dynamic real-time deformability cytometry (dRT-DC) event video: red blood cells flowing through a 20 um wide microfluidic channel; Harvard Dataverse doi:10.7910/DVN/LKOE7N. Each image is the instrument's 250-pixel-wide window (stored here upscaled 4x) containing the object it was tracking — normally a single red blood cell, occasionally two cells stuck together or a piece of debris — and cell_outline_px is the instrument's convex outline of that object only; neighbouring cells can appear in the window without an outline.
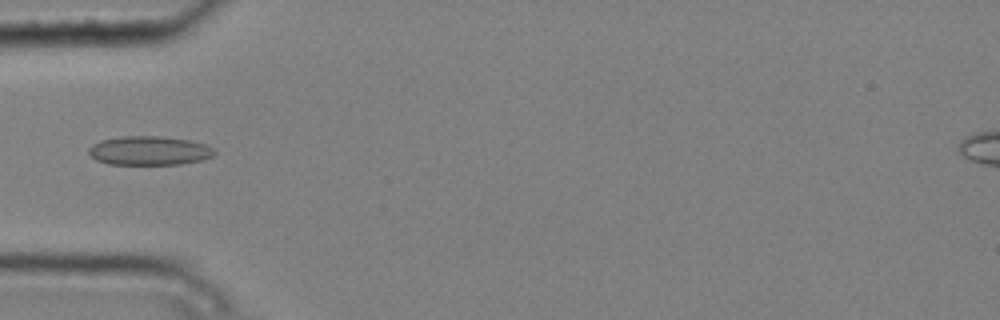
{"species": "common noctule bat (a hibernating species)", "species_latin": "Nyctalus noctula", "temperature_condition": "cold", "stored_images_in_passage": 7, "camera_frame_rate_fps": 3000, "um_per_image_px": 0.085, "animal": {"sex": "male", "body_mass_g": 20.4}, "frame": {"image": 1, "passage_image": 4, "time_ms": 1.0, "image_size_px": [1000, 320], "cell_outline_px": [[216, 152], [212, 156], [204, 160], [180, 164], [108, 164], [96, 160], [88, 152], [88, 148], [92, 144], [100, 140], [124, 136], [160, 136], [192, 140], [204, 144], [212, 148]], "centroid_in_image_um": [12.69, 12.8], "position_along_channel_um": 72.3, "area_um2": 21.33}}
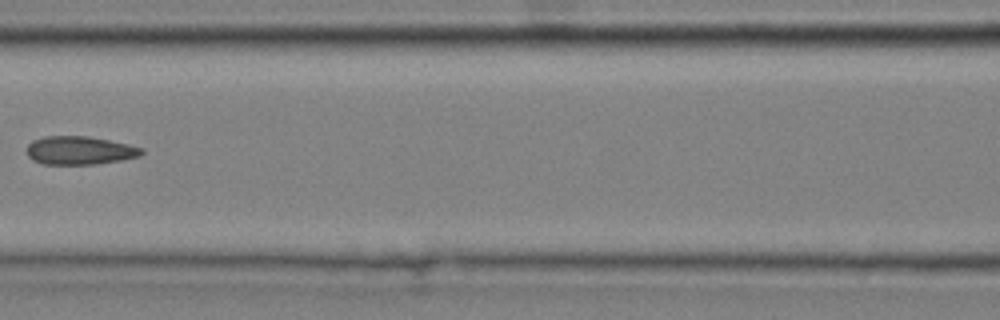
{"frame": {"image": 2, "passage_image": 6, "time_ms": 1.667, "image_size_px": [1000, 320], "cell_outline_px": [[144, 152], [140, 156], [120, 160], [96, 164], [44, 164], [32, 160], [28, 156], [28, 144], [32, 140], [44, 136], [88, 136], [128, 144], [144, 148]], "centroid_in_image_um": [6.78, 12.78], "position_along_channel_um": 159.8, "area_um2": 18.96}}
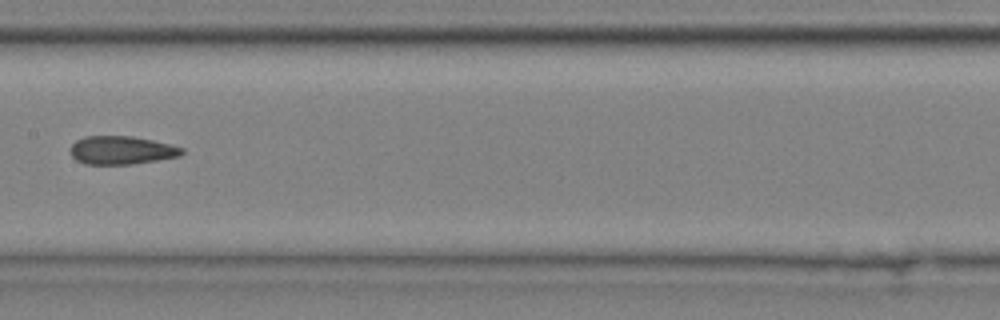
{"frame": {"image": 3, "passage_image": 7, "time_ms": 2.0, "image_size_px": [1000, 320], "cell_outline_px": [[184, 152], [180, 156], [132, 164], [84, 164], [76, 160], [72, 156], [68, 148], [76, 140], [84, 136], [132, 136], [172, 144], [184, 148]], "centroid_in_image_um": [10.31, 12.76], "position_along_channel_um": 197.1, "area_um2": 18.55}}